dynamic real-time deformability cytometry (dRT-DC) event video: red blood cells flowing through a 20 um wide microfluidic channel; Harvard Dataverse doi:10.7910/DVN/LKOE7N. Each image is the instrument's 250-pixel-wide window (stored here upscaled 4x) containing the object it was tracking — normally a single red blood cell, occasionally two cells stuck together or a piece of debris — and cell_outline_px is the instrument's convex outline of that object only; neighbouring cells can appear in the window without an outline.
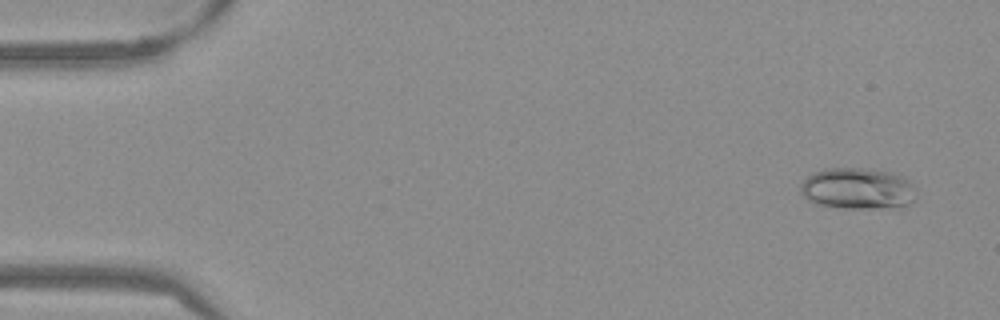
{"species": "Egyptian fruit bat (a non-hibernating species)", "species_latin": "Rousettus aegyptiacus", "temperature_condition": "warm", "stored_images_in_passage": 53, "camera_frame_rate_fps": 3000, "um_per_image_px": 0.085, "frame": {"image": 1, "passage_image": 3, "time_ms": 0.667, "image_size_px": [1000, 320], "cell_outline_px": [[916, 200], [912, 204], [900, 208], [840, 208], [816, 204], [808, 200], [800, 192], [800, 184], [812, 172], [824, 168], [860, 168], [892, 172], [904, 176], [916, 188]], "centroid_in_image_um": [72.94, 16.04], "position_along_channel_um": 12.1, "area_um2": 28.55}}
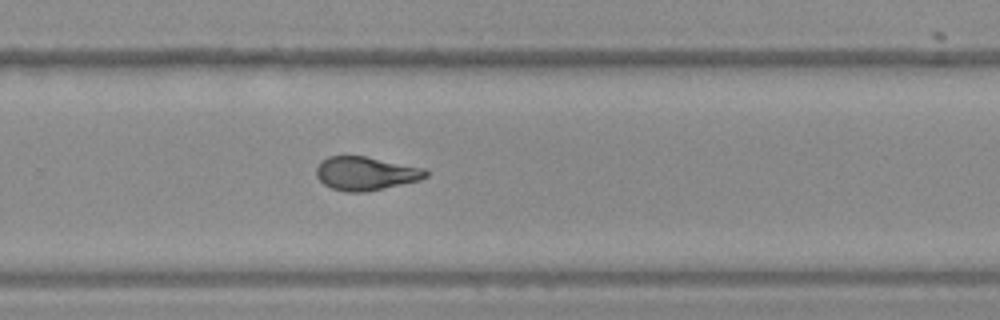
{"frame": {"image": 2, "passage_image": 35, "time_ms": 11.333, "image_size_px": [1000, 320], "cell_outline_px": [[428, 176], [420, 180], [384, 188], [364, 192], [348, 192], [332, 188], [324, 184], [316, 176], [316, 168], [320, 160], [328, 156], [364, 156], [424, 168], [428, 172]], "centroid_in_image_um": [31.06, 14.74], "position_along_channel_um": 298.7, "area_um2": 21.33}}
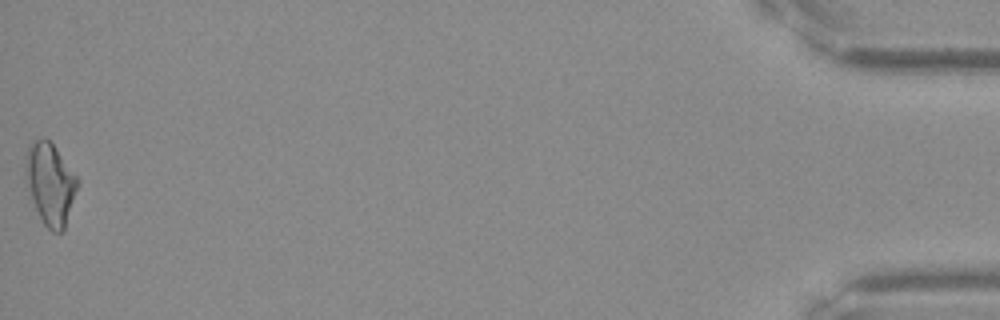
{"frame": {"image": 3, "passage_image": 53, "time_ms": 17.333, "image_size_px": [1000, 320], "cell_outline_px": [[80, 184], [64, 228], [60, 232], [52, 232], [44, 224], [32, 200], [24, 176], [24, 156], [28, 144], [32, 140], [48, 140], [52, 144], [80, 180]], "centroid_in_image_um": [4.25, 15.6], "position_along_channel_um": 430.9, "area_um2": 24.8}, "authors_computed_cell_mechanics": {"area_um2": 22.253, "velocity_mm_per_s": 3.8343, "shape_relaxation_time_tau1_ms": null, "shape_relaxation_time_tau2_ms": 2.0705, "deformation_change_tau1": null, "deformation_change_tau2": 0.0829}}